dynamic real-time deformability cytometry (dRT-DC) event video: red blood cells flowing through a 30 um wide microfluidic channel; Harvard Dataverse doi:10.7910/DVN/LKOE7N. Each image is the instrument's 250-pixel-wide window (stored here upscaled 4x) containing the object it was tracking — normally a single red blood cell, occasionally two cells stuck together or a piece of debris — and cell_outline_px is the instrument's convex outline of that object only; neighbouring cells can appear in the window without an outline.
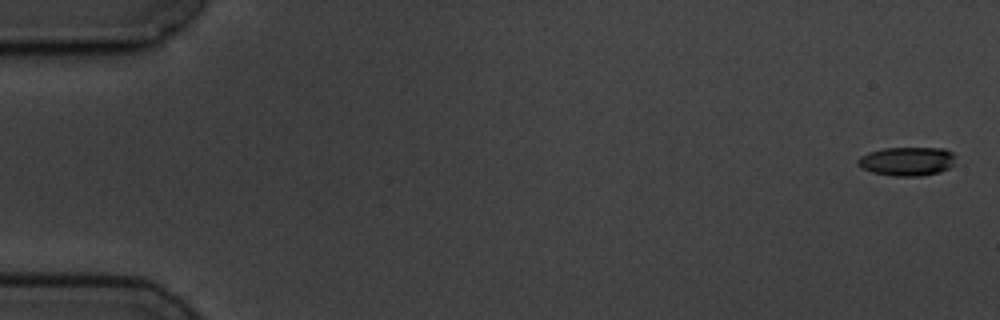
{"species": "common noctule bat (a hibernating species)", "species_latin": "Nyctalus noctula", "temperature_condition": "cold", "stored_images_in_passage": 15, "camera_frame_rate_fps": 3000, "um_per_image_px": 0.085, "animal": {"sex": "male", "body_mass_g": 19.5, "forearm_length_mm": 54.6}, "frame": {"image": 1, "passage_image": 1, "time_ms": 0.0, "image_size_px": [1000, 320], "cell_outline_px": [[956, 156], [952, 164], [948, 168], [940, 172], [920, 176], [892, 176], [872, 172], [860, 168], [856, 164], [856, 160], [860, 156], [868, 152], [884, 148], [944, 148], [952, 152]], "centroid_in_image_um": [77.06, 13.71], "position_along_channel_um": 7.9, "area_um2": 16.59}}
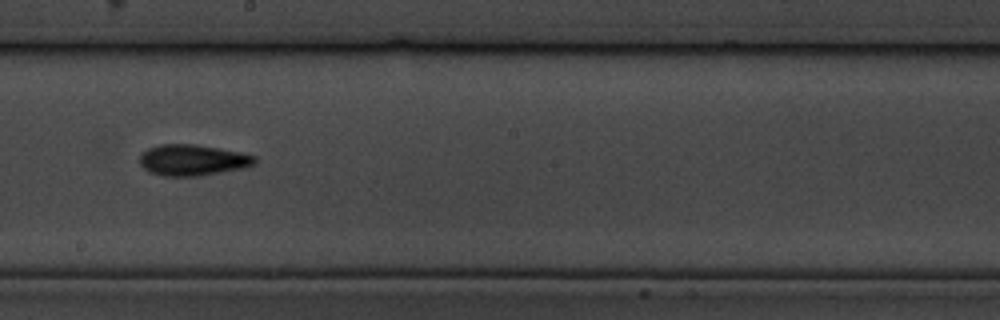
{"frame": {"image": 2, "passage_image": 9, "time_ms": 10.333, "image_size_px": [1000, 320], "cell_outline_px": [[256, 164], [244, 168], [200, 176], [164, 176], [148, 172], [140, 164], [140, 156], [148, 148], [160, 144], [196, 144], [240, 152], [256, 156]], "centroid_in_image_um": [16.38, 13.61], "position_along_channel_um": 231.8, "area_um2": 20.92}}
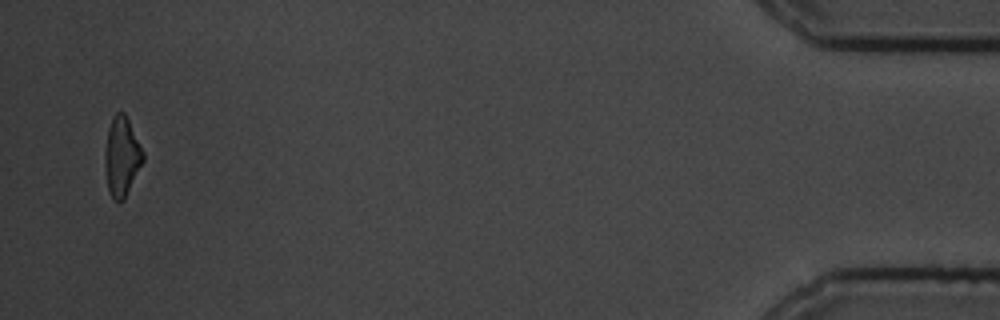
{"frame": {"image": 3, "passage_image": 15, "time_ms": 18.0, "image_size_px": [1000, 320], "cell_outline_px": [[144, 160], [124, 200], [112, 200], [108, 192], [104, 164], [104, 152], [108, 128], [112, 116], [116, 112], [124, 112], [144, 152]], "centroid_in_image_um": [10.33, 13.32], "position_along_channel_um": 424.9, "area_um2": 17.74}, "authors_computed_cell_mechanics": {"area_um2": 18.3804, "velocity_mm_per_s": 3.5874, "shape_relaxation_time_tau1_ms": 3.0648, "shape_relaxation_time_tau2_ms": 4.2884, "deformation_change_tau1": 0.1022, "deformation_change_tau2": 0.1369}}